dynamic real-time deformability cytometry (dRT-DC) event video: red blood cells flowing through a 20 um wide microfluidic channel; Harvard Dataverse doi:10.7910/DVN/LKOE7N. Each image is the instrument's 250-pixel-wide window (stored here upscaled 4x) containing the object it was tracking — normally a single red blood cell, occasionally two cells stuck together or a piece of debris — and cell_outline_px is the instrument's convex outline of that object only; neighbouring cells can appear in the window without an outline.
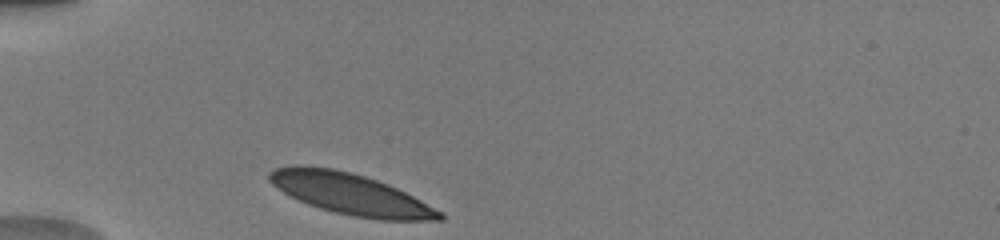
{"species": "human", "species_latin": "Homo sapiens", "temperature_condition": "warm", "stored_images_in_passage": 30, "camera_frame_rate_fps": 3000, "um_per_image_px": 0.085, "donor": {"sex": "male"}, "frame": {"image": 1, "passage_image": 1, "time_ms": 0.0, "image_size_px": [1000, 240], "cell_outline_px": [[444, 220], [380, 220], [352, 216], [320, 208], [308, 204], [276, 188], [268, 180], [268, 172], [276, 168], [296, 164], [300, 164], [336, 168], [352, 172], [388, 184], [444, 212]], "centroid_in_image_um": [29.78, 16.47], "position_along_channel_um": 55.2, "area_um2": 40.86}}
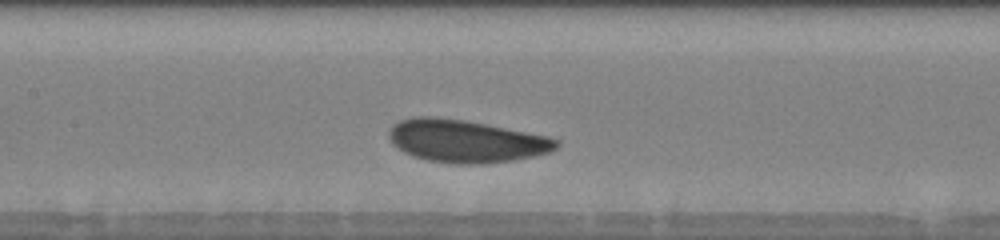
{"frame": {"image": 2, "passage_image": 11, "time_ms": 3.333, "image_size_px": [1000, 240], "cell_outline_px": [[560, 144], [556, 148], [548, 152], [532, 156], [512, 160], [488, 164], [456, 164], [428, 160], [404, 152], [392, 144], [388, 136], [388, 132], [392, 124], [400, 120], [412, 116], [436, 116], [464, 120], [488, 124], [548, 136], [560, 140]], "centroid_in_image_um": [39.58, 11.98], "position_along_channel_um": 167.8, "area_um2": 41.79}}
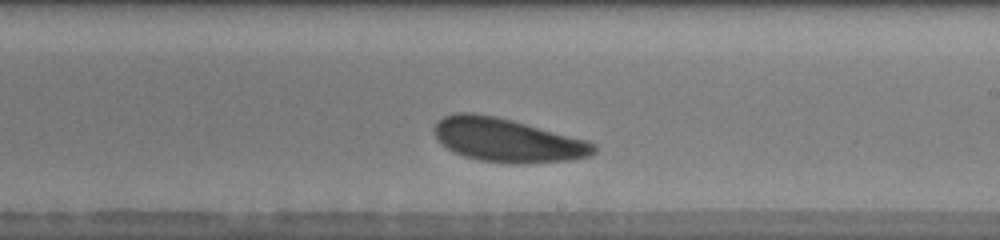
{"frame": {"image": 3, "passage_image": 17, "time_ms": 5.333, "image_size_px": [1000, 240], "cell_outline_px": [[596, 152], [588, 156], [568, 160], [516, 164], [512, 164], [480, 160], [464, 156], [448, 148], [436, 136], [432, 128], [444, 116], [456, 112], [472, 112], [496, 116], [512, 120], [588, 140], [596, 144]], "centroid_in_image_um": [43.14, 11.9], "position_along_channel_um": 245.9, "area_um2": 40.34}, "authors_computed_cell_mechanics": {"area_um2": 40.3733, "velocity_mm_per_s": 3.9141, "shape_relaxation_time_tau1_ms": 1.1946, "shape_relaxation_time_tau2_ms": 6.639, "deformation_change_tau1": 0.0828, "deformation_change_tau2": 0.1025}}